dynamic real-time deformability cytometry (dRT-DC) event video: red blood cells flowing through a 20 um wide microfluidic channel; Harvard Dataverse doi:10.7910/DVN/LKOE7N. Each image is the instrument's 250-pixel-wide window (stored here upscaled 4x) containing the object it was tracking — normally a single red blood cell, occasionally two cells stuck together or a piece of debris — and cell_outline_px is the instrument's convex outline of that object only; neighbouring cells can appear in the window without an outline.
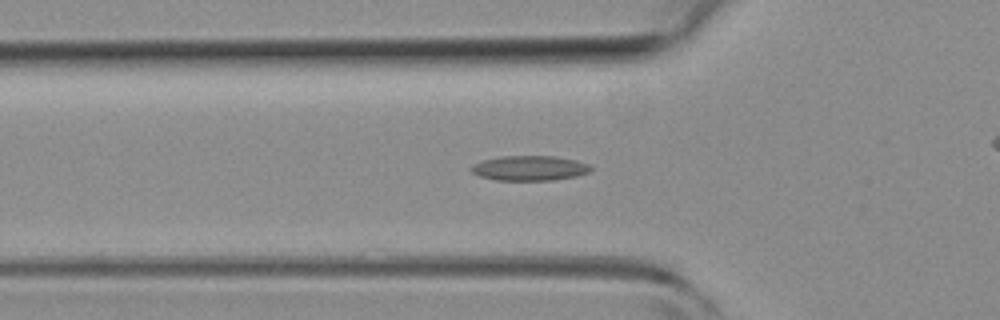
{"species": "common noctule bat (a hibernating species)", "species_latin": "Nyctalus noctula", "temperature_condition": "room temperature", "stored_images_in_passage": 51, "camera_frame_rate_fps": 3000, "um_per_image_px": 0.085, "animal": {"sex": "female", "body_mass_g": 19.3, "forearm_length_mm": 54.1}, "frame": {"image": 1, "passage_image": 16, "time_ms": 5.0, "image_size_px": [1000, 320], "cell_outline_px": [[592, 168], [588, 172], [576, 176], [552, 180], [496, 180], [480, 176], [472, 172], [468, 168], [472, 164], [484, 160], [500, 156], [556, 156], [576, 160], [588, 164]], "centroid_in_image_um": [44.98, 14.28], "position_along_channel_um": 80.8, "area_um2": 17.34}}
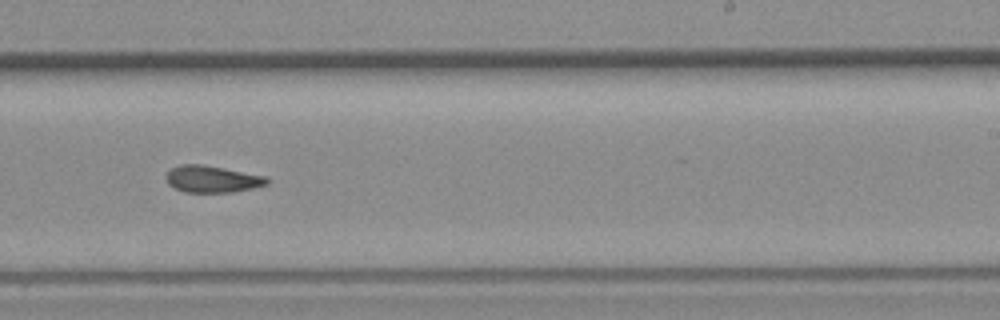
{"frame": {"image": 2, "passage_image": 30, "time_ms": 9.667, "image_size_px": [1000, 320], "cell_outline_px": [[268, 184], [252, 188], [232, 192], [184, 192], [168, 184], [164, 176], [172, 168], [180, 164], [204, 164], [268, 176]], "centroid_in_image_um": [18.04, 15.21], "position_along_channel_um": 271.0, "area_um2": 15.9}}
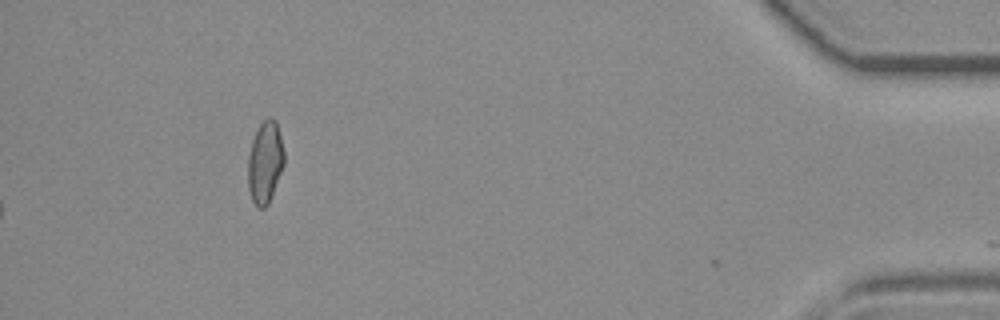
{"frame": {"image": 3, "passage_image": 51, "time_ms": 16.667, "image_size_px": [1000, 320], "cell_outline_px": [[284, 164], [268, 204], [264, 208], [260, 208], [252, 200], [248, 188], [248, 156], [252, 140], [260, 124], [268, 116], [272, 116], [276, 120], [284, 152]], "centroid_in_image_um": [22.53, 13.76], "position_along_channel_um": 412.7, "area_um2": 17.17}, "authors_computed_cell_mechanics": {"area_um2": 16.184, "velocity_mm_per_s": 4.062, "shape_relaxation_time_tau1_ms": null, "shape_relaxation_time_tau2_ms": 6.0354, "deformation_change_tau1": null, "deformation_change_tau2": 0.1585}}